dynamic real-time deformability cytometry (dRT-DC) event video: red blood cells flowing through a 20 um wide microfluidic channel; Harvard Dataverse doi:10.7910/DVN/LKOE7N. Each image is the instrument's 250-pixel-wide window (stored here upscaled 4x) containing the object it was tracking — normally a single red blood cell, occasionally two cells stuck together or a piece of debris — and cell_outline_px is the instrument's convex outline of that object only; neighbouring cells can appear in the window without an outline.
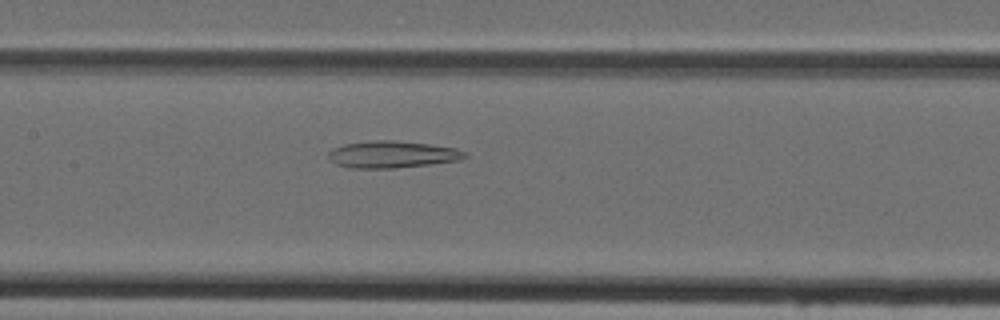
{"species": "Egyptian fruit bat (a non-hibernating species)", "species_latin": "Rousettus aegyptiacus", "temperature_condition": "cold", "stored_images_in_passage": 38, "camera_frame_rate_fps": 3000, "um_per_image_px": 0.085, "animal": {"sex": "female"}, "frame": {"image": 1, "passage_image": 19, "time_ms": 6.0, "image_size_px": [1000, 320], "cell_outline_px": [[468, 156], [460, 160], [396, 168], [348, 168], [336, 164], [328, 156], [328, 152], [332, 148], [344, 144], [376, 140], [396, 140], [428, 144], [456, 148], [468, 152]], "centroid_in_image_um": [33.35, 13.12], "position_along_channel_um": 174.1, "area_um2": 21.44}}
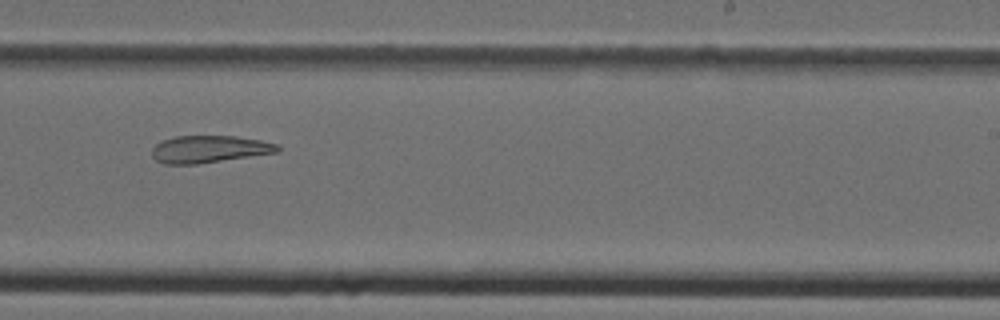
{"frame": {"image": 2, "passage_image": 26, "time_ms": 8.333, "image_size_px": [1000, 320], "cell_outline_px": [[280, 152], [196, 164], [164, 164], [156, 160], [152, 156], [152, 148], [160, 140], [176, 136], [236, 136], [260, 140], [276, 144], [280, 148]], "centroid_in_image_um": [17.76, 12.67], "position_along_channel_um": 271.2, "area_um2": 19.94}}
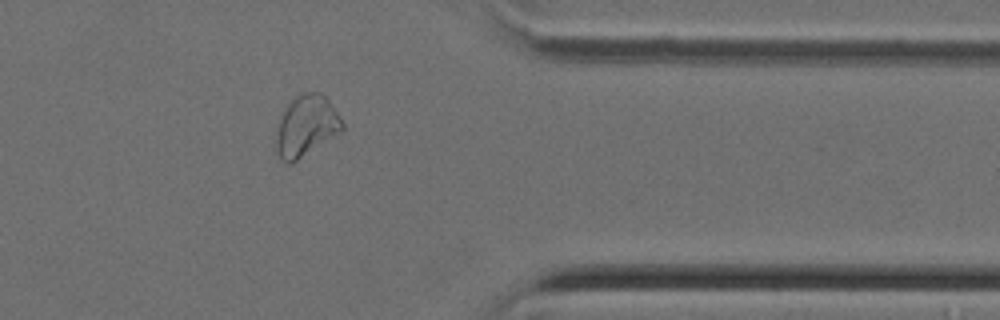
{"frame": {"image": 3, "passage_image": 35, "time_ms": 11.333, "image_size_px": [1000, 320], "cell_outline_px": [[344, 128], [340, 132], [292, 164], [284, 164], [276, 152], [276, 132], [280, 116], [288, 104], [296, 96], [304, 92], [320, 92], [328, 100], [344, 124]], "centroid_in_image_um": [25.99, 10.73], "position_along_channel_um": 385.4, "area_um2": 23.41}}